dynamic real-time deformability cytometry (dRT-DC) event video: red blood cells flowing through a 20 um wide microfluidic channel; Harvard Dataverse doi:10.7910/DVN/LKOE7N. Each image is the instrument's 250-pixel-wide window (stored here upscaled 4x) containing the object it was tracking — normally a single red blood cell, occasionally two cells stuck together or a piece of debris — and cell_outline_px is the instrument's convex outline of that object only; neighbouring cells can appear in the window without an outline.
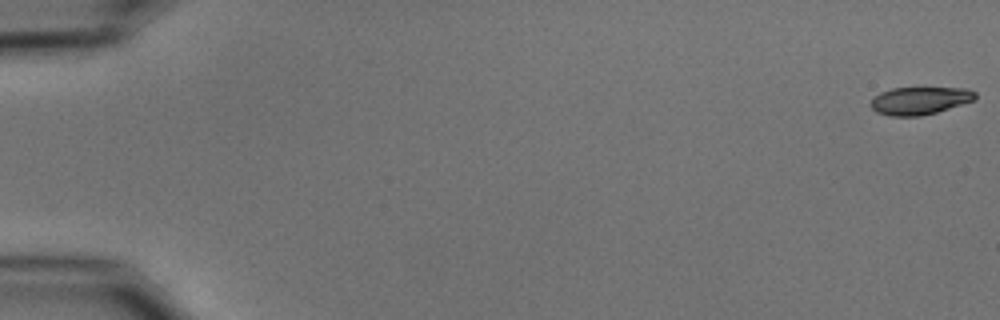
{"species": "common noctule bat (a hibernating species)", "species_latin": "Nyctalus noctula", "temperature_condition": "cold", "stored_images_in_passage": 54, "camera_frame_rate_fps": 3000, "um_per_image_px": 0.085, "animal": {"sex": "male", "body_mass_g": 15.6}, "frame": {"image": 1, "passage_image": 1, "time_ms": 0.0, "image_size_px": [1000, 320], "cell_outline_px": [[976, 100], [936, 112], [920, 116], [888, 116], [876, 112], [868, 104], [880, 92], [892, 88], [968, 88], [976, 92]], "centroid_in_image_um": [78.18, 8.55], "position_along_channel_um": 6.8, "area_um2": 16.94}}
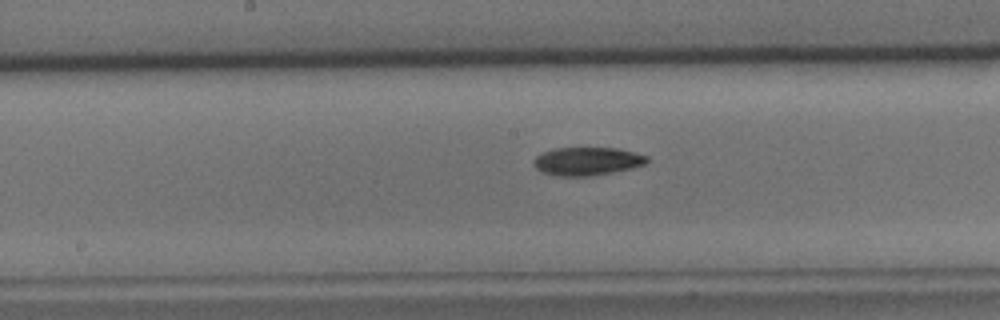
{"frame": {"image": 2, "passage_image": 29, "time_ms": 9.333, "image_size_px": [1000, 320], "cell_outline_px": [[648, 160], [644, 164], [632, 168], [612, 172], [588, 176], [556, 176], [540, 172], [532, 164], [532, 160], [536, 156], [552, 148], [620, 148], [648, 156]], "centroid_in_image_um": [49.86, 13.7], "position_along_channel_um": 198.3, "area_um2": 18.73}}
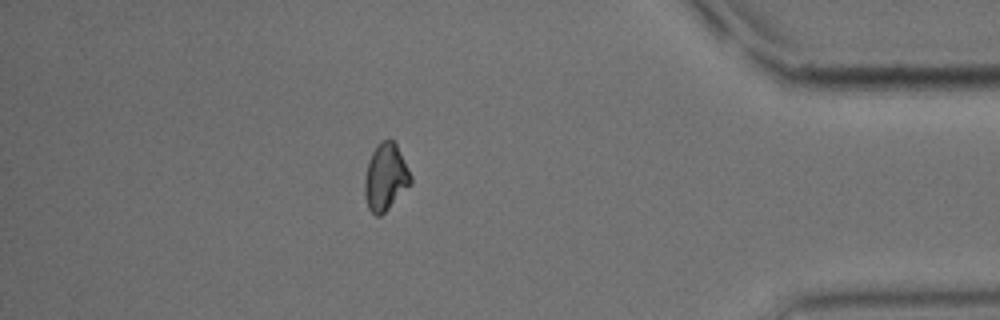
{"frame": {"image": 3, "passage_image": 48, "time_ms": 15.667, "image_size_px": [1000, 320], "cell_outline_px": [[412, 184], [380, 216], [376, 216], [368, 208], [364, 192], [364, 180], [368, 160], [372, 152], [384, 140], [396, 140], [412, 176]], "centroid_in_image_um": [32.79, 15.05], "position_along_channel_um": 402.4, "area_um2": 18.03}, "authors_computed_cell_mechanics": {"area_um2": 18.2359, "velocity_mm_per_s": 3.7597, "shape_relaxation_time_tau1_ms": 3.249, "shape_relaxation_time_tau2_ms": null, "deformation_change_tau1": 0.0843, "deformation_change_tau2": null}}